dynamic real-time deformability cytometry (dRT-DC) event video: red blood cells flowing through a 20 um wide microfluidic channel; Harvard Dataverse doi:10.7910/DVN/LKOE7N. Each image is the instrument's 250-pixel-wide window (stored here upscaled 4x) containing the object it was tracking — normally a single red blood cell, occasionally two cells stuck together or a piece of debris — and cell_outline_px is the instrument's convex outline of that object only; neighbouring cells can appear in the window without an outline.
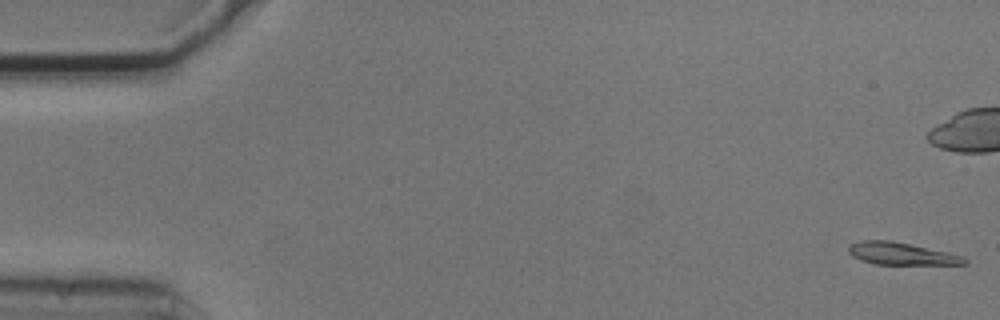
{"species": "common noctule bat (a hibernating species)", "species_latin": "Nyctalus noctula", "temperature_condition": "cold", "stored_images_in_passage": 7, "camera_frame_rate_fps": 3000, "um_per_image_px": 0.085, "animal": {"sex": "male", "body_mass_g": 20.5, "forearm_length_mm": 52.5}, "frame": {"image": 1, "passage_image": 1, "time_ms": 0.0, "image_size_px": [1000, 320], "cell_outline_px": [[968, 264], [876, 264], [860, 260], [852, 256], [848, 252], [848, 244], [860, 240], [892, 240], [948, 252], [964, 256], [968, 260]], "centroid_in_image_um": [76.59, 21.55], "position_along_channel_um": 8.4, "area_um2": 15.2}}